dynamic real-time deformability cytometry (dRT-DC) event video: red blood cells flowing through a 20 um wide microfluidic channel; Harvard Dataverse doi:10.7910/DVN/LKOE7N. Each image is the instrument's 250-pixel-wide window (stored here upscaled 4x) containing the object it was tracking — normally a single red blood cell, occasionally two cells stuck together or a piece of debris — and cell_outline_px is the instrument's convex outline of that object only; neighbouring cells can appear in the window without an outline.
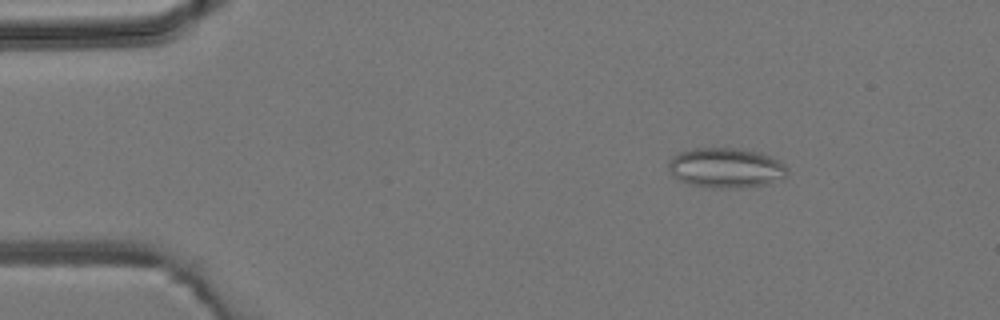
{"species": "common noctule bat (a hibernating species)", "species_latin": "Nyctalus noctula", "temperature_condition": "room temperature", "stored_images_in_passage": 6, "camera_frame_rate_fps": 3000, "um_per_image_px": 0.085, "animal": {"sex": "male", "body_mass_g": 19.2, "forearm_length_mm": 51.8}, "frame": {"image": 1, "passage_image": 2, "time_ms": 1.0, "image_size_px": [1000, 320], "cell_outline_px": [[788, 176], [784, 180], [768, 184], [732, 188], [712, 188], [688, 184], [680, 180], [668, 168], [668, 160], [672, 156], [680, 152], [692, 148], [736, 148], [756, 152], [772, 156], [780, 160], [788, 168]], "centroid_in_image_um": [61.75, 14.27], "position_along_channel_um": 23.2, "area_um2": 27.98}}